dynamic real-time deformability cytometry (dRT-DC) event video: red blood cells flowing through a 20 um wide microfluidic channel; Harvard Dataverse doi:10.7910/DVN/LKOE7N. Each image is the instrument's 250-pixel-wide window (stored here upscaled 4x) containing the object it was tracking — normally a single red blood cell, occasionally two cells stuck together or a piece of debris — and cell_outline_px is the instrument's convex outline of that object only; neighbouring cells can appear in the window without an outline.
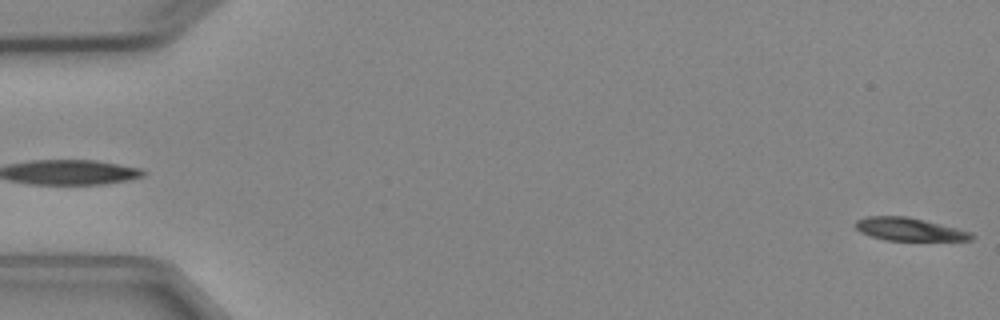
{"species": "Egyptian fruit bat (a non-hibernating species)", "species_latin": "Rousettus aegyptiacus", "temperature_condition": "cold", "stored_images_in_passage": 4, "segment_of_instrument_passage": [2, 2], "camera_frame_rate_fps": 3000, "um_per_image_px": 0.085, "animal": {"sex": "female"}, "frame": {"image": 1, "passage_image": 4, "time_ms": 3.333, "image_size_px": [1000, 320], "cell_outline_px": [[976, 236], [972, 240], [888, 240], [872, 236], [860, 232], [852, 224], [856, 220], [868, 216], [908, 216], [972, 232]], "centroid_in_image_um": [77.27, 19.48], "position_along_channel_um": 7.7, "area_um2": 15.43}}